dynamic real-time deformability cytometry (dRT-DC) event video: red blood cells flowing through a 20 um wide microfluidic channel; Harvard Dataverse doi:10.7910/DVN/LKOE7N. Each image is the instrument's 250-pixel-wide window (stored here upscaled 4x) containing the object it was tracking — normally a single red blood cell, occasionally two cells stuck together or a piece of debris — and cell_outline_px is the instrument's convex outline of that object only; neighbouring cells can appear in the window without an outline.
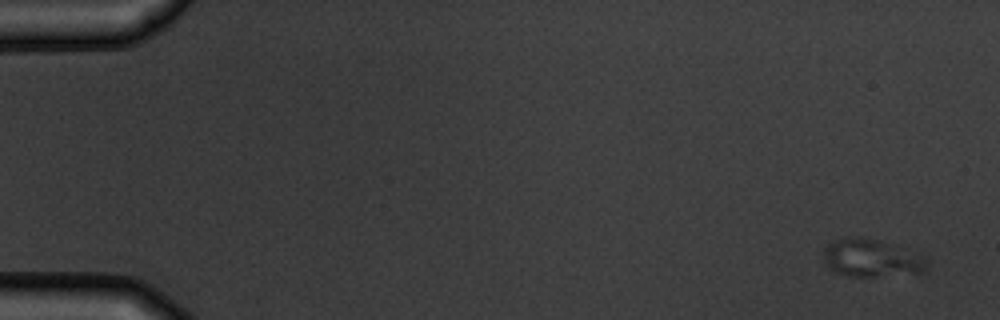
{"species": "common noctule bat (a hibernating species)", "species_latin": "Nyctalus noctula", "temperature_condition": "warm", "stored_images_in_passage": 6, "camera_frame_rate_fps": 3000, "um_per_image_px": 0.085, "animal": {"sex": "male", "body_mass_g": 19.5, "forearm_length_mm": 54.6}, "frame": {"image": 1, "passage_image": 1, "time_ms": 0.0, "image_size_px": [1000, 320], "cell_outline_px": [[924, 272], [920, 276], [848, 276], [836, 272], [828, 264], [824, 256], [824, 248], [828, 244], [840, 240], [880, 240], [904, 248], [924, 260]], "centroid_in_image_um": [74.14, 22.02], "position_along_channel_um": 10.9, "area_um2": 21.79}}
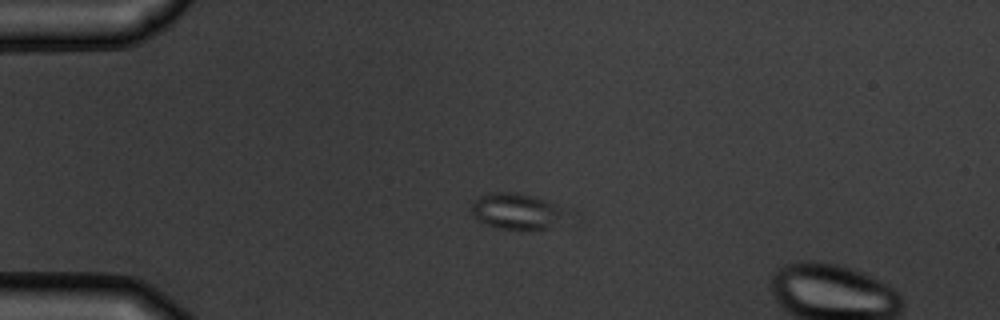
{"frame": {"image": 2, "passage_image": 4, "time_ms": 3.667, "image_size_px": [1000, 320], "cell_outline_px": [[564, 212], [548, 228], [496, 228], [484, 224], [476, 220], [472, 216], [472, 200], [480, 196], [492, 192], [516, 192], [532, 196], [544, 200], [560, 208]], "centroid_in_image_um": [43.72, 17.93], "position_along_channel_um": 41.3, "area_um2": 19.02}}